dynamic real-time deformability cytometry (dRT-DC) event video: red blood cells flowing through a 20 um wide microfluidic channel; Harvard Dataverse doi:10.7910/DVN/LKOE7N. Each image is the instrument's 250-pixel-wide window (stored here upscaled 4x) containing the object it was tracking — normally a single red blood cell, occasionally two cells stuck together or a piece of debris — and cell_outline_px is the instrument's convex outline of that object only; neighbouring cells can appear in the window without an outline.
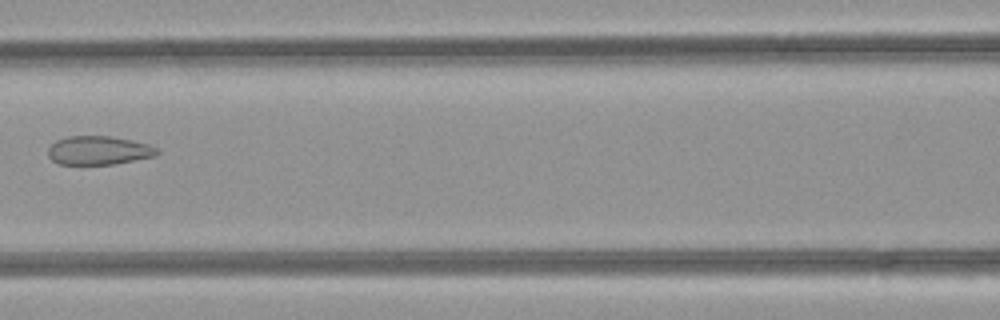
{"species": "common noctule bat (a hibernating species)", "species_latin": "Nyctalus noctula", "temperature_condition": "room temperature", "stored_images_in_passage": 6, "camera_frame_rate_fps": 3000, "um_per_image_px": 0.085, "animal": {"sex": "female", "body_mass_g": 21.9}, "frame": {"image": 1, "passage_image": 5, "time_ms": 1.333, "image_size_px": [1000, 320], "cell_outline_px": [[160, 152], [156, 156], [112, 164], [60, 164], [52, 160], [48, 156], [48, 148], [56, 140], [68, 136], [108, 136], [132, 140], [148, 144], [156, 148]], "centroid_in_image_um": [8.38, 12.78], "position_along_channel_um": 158.2, "area_um2": 18.15}}
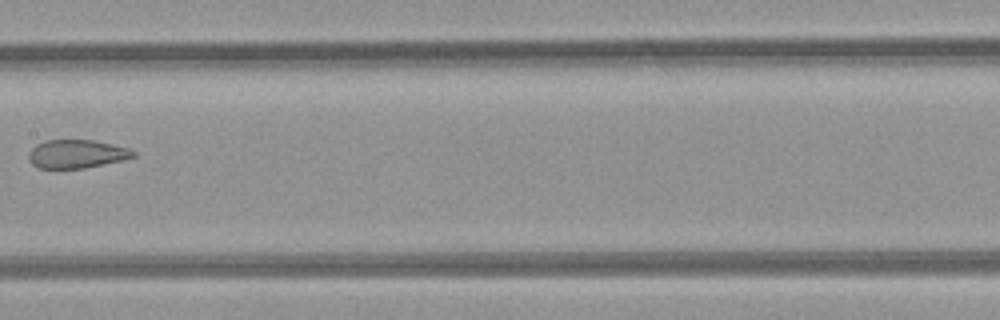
{"frame": {"image": 2, "passage_image": 6, "time_ms": 1.667, "image_size_px": [1000, 320], "cell_outline_px": [[136, 156], [124, 160], [84, 168], [40, 168], [32, 164], [28, 160], [28, 152], [36, 144], [44, 140], [92, 140], [132, 148], [136, 152]], "centroid_in_image_um": [6.54, 13.08], "position_along_channel_um": 200.9, "area_um2": 17.51}}